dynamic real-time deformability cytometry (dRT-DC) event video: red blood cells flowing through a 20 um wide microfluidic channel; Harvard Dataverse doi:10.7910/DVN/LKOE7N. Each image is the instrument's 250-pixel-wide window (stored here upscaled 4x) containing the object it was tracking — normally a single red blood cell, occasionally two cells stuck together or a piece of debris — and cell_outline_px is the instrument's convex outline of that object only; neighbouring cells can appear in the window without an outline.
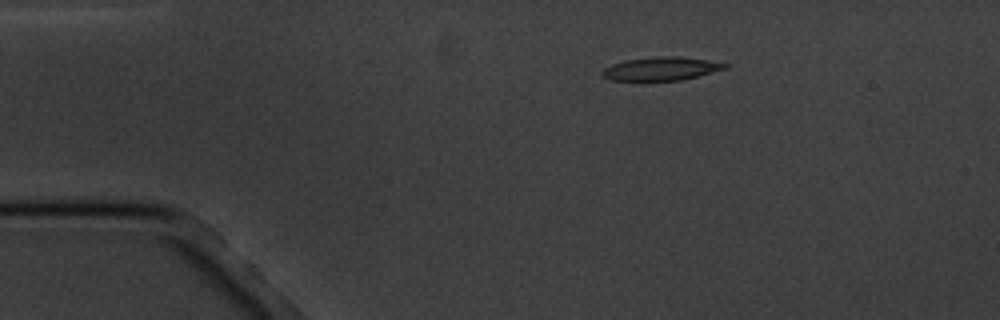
{"species": "common noctule bat (a hibernating species)", "species_latin": "Nyctalus noctula", "temperature_condition": "cold", "stored_images_in_passage": 5, "camera_frame_rate_fps": 3000, "um_per_image_px": 0.085, "animal": {"sex": "male", "body_mass_g": 20.1, "forearm_length_mm": 53.5}, "frame": {"image": 1, "passage_image": 3, "time_ms": 3.0, "image_size_px": [1000, 320], "cell_outline_px": [[732, 64], [728, 68], [680, 80], [612, 80], [604, 76], [600, 72], [604, 68], [612, 64], [624, 60], [656, 56], [680, 56]], "centroid_in_image_um": [56.21, 5.82], "position_along_channel_um": 28.8, "area_um2": 16.65}}
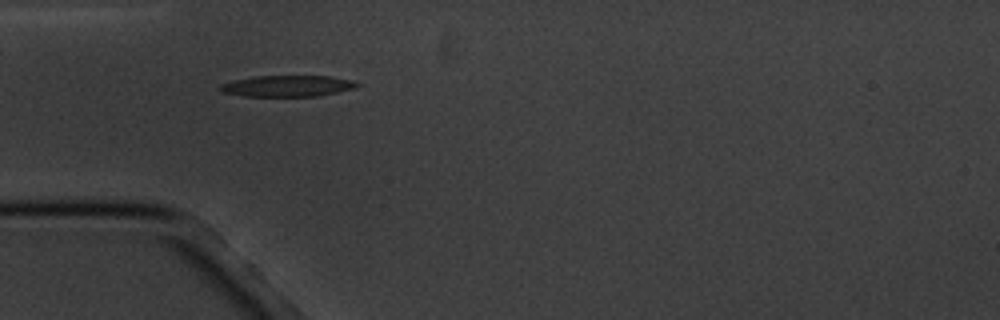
{"frame": {"image": 2, "passage_image": 5, "time_ms": 5.333, "image_size_px": [1000, 320], "cell_outline_px": [[360, 84], [352, 88], [336, 92], [316, 96], [244, 96], [220, 92], [216, 88], [220, 84], [232, 80], [252, 76], [332, 76], [352, 80]], "centroid_in_image_um": [24.32, 7.3], "position_along_channel_um": 60.7, "area_um2": 16.99}}